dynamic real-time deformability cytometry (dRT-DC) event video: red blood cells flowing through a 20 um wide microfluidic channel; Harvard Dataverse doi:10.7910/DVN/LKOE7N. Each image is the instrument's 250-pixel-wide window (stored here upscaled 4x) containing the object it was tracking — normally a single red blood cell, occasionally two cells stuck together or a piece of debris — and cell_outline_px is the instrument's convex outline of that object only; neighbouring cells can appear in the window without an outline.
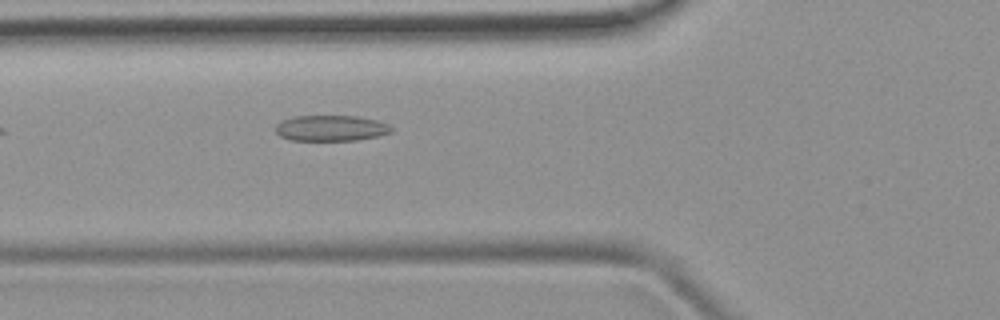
{"species": "common noctule bat (a hibernating species)", "species_latin": "Nyctalus noctula", "temperature_condition": "room temperature", "stored_images_in_passage": 6, "camera_frame_rate_fps": 3000, "um_per_image_px": 0.085, "animal": {"sex": "female", "body_mass_g": 19.9}, "frame": {"image": 1, "passage_image": 6, "time_ms": 5.667, "image_size_px": [1000, 320], "cell_outline_px": [[392, 132], [380, 136], [356, 140], [292, 140], [280, 136], [276, 132], [276, 124], [280, 120], [292, 116], [356, 116], [376, 120], [388, 124], [392, 128]], "centroid_in_image_um": [28.12, 10.89], "position_along_channel_um": 97.7, "area_um2": 17.46}}